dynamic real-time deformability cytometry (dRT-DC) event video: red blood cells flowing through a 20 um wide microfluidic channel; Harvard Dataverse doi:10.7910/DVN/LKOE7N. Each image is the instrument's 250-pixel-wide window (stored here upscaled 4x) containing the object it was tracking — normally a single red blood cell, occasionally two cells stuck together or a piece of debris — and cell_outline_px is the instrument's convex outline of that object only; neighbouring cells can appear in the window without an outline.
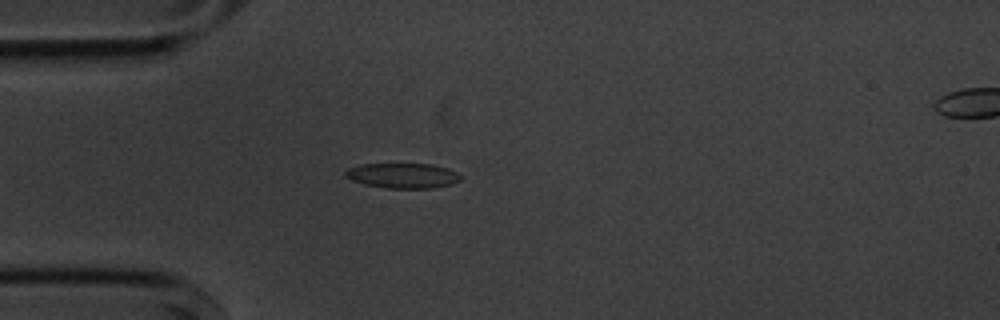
{"species": "common noctule bat (a hibernating species)", "species_latin": "Nyctalus noctula", "temperature_condition": "cold", "stored_images_in_passage": 5, "camera_frame_rate_fps": 3000, "um_per_image_px": 0.085, "animal": {"sex": "male", "body_mass_g": 20.1, "forearm_length_mm": 53.5}, "frame": {"image": 1, "passage_image": 4, "time_ms": 4.333, "image_size_px": [1000, 320], "cell_outline_px": [[460, 180], [452, 184], [432, 188], [384, 188], [364, 184], [352, 180], [344, 176], [344, 172], [348, 168], [360, 164], [432, 164], [448, 168], [456, 172], [460, 176]], "centroid_in_image_um": [34.21, 14.93], "position_along_channel_um": 50.8, "area_um2": 16.88}}